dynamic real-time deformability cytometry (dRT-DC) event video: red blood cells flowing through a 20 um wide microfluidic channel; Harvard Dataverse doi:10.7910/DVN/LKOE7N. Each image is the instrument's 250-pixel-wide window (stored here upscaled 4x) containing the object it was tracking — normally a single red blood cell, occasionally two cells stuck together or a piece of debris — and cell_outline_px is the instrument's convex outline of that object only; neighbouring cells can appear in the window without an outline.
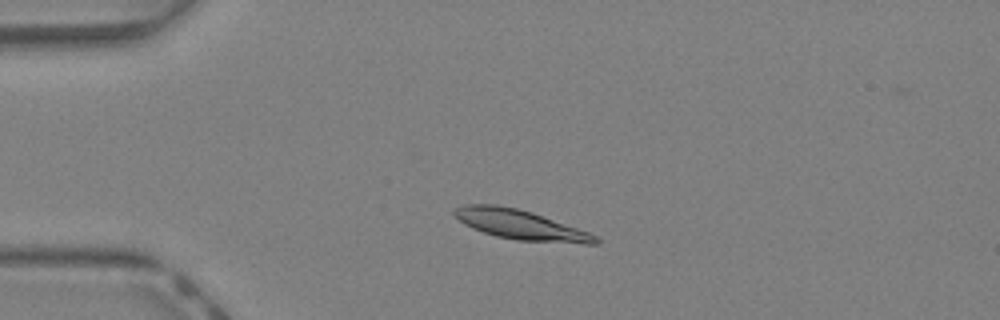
{"species": "Egyptian fruit bat (a non-hibernating species)", "species_latin": "Rousettus aegyptiacus", "temperature_condition": "warm", "stored_images_in_passage": 33, "camera_frame_rate_fps": 3000, "um_per_image_px": 0.085, "animal": {"sex": "female"}, "frame": {"image": 1, "passage_image": 1, "time_ms": 0.0, "image_size_px": [1000, 320], "cell_outline_px": [[600, 244], [584, 244], [516, 240], [496, 236], [472, 228], [464, 224], [452, 212], [452, 208], [464, 204], [496, 204], [516, 208], [532, 212], [588, 232], [596, 236], [600, 240]], "centroid_in_image_um": [44.21, 19.1], "position_along_channel_um": 40.8, "area_um2": 24.39}}
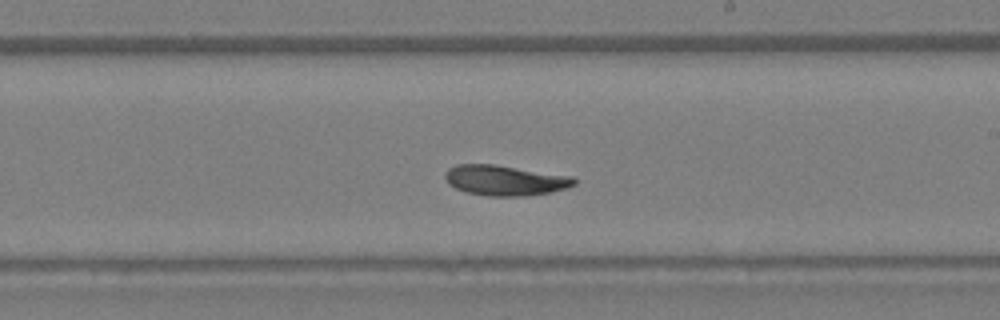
{"frame": {"image": 2, "passage_image": 16, "time_ms": 5.0, "image_size_px": [1000, 320], "cell_outline_px": [[576, 184], [568, 188], [552, 192], [524, 196], [488, 196], [468, 192], [456, 188], [448, 184], [444, 176], [444, 172], [448, 168], [456, 164], [492, 164], [572, 176], [576, 180]], "centroid_in_image_um": [42.92, 15.33], "position_along_channel_um": 246.1, "area_um2": 22.83}}
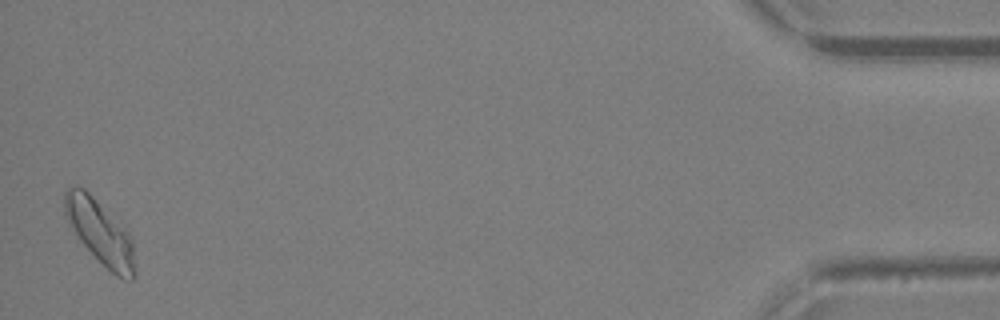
{"frame": {"image": 3, "passage_image": 33, "time_ms": 10.667, "image_size_px": [1000, 320], "cell_outline_px": [[136, 272], [132, 280], [116, 276], [80, 240], [64, 216], [64, 192], [68, 188], [84, 188], [124, 228], [132, 240]], "centroid_in_image_um": [8.5, 19.74], "position_along_channel_um": 426.7, "area_um2": 25.32}, "authors_computed_cell_mechanics": {"area_um2": 22.7732, "velocity_mm_per_s": 4.7571, "shape_relaxation_time_tau1_ms": 2.4665, "shape_relaxation_time_tau2_ms": null, "deformation_change_tau1": 0.1241, "deformation_change_tau2": null}}